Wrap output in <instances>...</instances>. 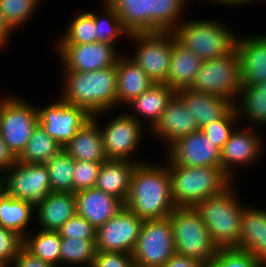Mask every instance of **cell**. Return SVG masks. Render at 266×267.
<instances>
[{
  "label": "cell",
  "instance_id": "14",
  "mask_svg": "<svg viewBox=\"0 0 266 267\" xmlns=\"http://www.w3.org/2000/svg\"><path fill=\"white\" fill-rule=\"evenodd\" d=\"M6 194L34 205L50 193L49 172L45 164L16 161L6 172Z\"/></svg>",
  "mask_w": 266,
  "mask_h": 267
},
{
  "label": "cell",
  "instance_id": "16",
  "mask_svg": "<svg viewBox=\"0 0 266 267\" xmlns=\"http://www.w3.org/2000/svg\"><path fill=\"white\" fill-rule=\"evenodd\" d=\"M255 127L246 126L235 129L221 150V168L236 181V172L239 169L250 167L263 154L265 142L261 139Z\"/></svg>",
  "mask_w": 266,
  "mask_h": 267
},
{
  "label": "cell",
  "instance_id": "52",
  "mask_svg": "<svg viewBox=\"0 0 266 267\" xmlns=\"http://www.w3.org/2000/svg\"><path fill=\"white\" fill-rule=\"evenodd\" d=\"M6 194V177L5 173L0 171V199Z\"/></svg>",
  "mask_w": 266,
  "mask_h": 267
},
{
  "label": "cell",
  "instance_id": "53",
  "mask_svg": "<svg viewBox=\"0 0 266 267\" xmlns=\"http://www.w3.org/2000/svg\"><path fill=\"white\" fill-rule=\"evenodd\" d=\"M0 267H11L9 264L0 263Z\"/></svg>",
  "mask_w": 266,
  "mask_h": 267
},
{
  "label": "cell",
  "instance_id": "41",
  "mask_svg": "<svg viewBox=\"0 0 266 267\" xmlns=\"http://www.w3.org/2000/svg\"><path fill=\"white\" fill-rule=\"evenodd\" d=\"M103 162L75 161L73 173V193L95 188Z\"/></svg>",
  "mask_w": 266,
  "mask_h": 267
},
{
  "label": "cell",
  "instance_id": "40",
  "mask_svg": "<svg viewBox=\"0 0 266 267\" xmlns=\"http://www.w3.org/2000/svg\"><path fill=\"white\" fill-rule=\"evenodd\" d=\"M239 123L240 121H238L237 113L233 106L222 118L205 125L200 130L213 142V145L222 150L231 134L238 128Z\"/></svg>",
  "mask_w": 266,
  "mask_h": 267
},
{
  "label": "cell",
  "instance_id": "43",
  "mask_svg": "<svg viewBox=\"0 0 266 267\" xmlns=\"http://www.w3.org/2000/svg\"><path fill=\"white\" fill-rule=\"evenodd\" d=\"M95 229L85 218L75 215L70 218L59 230L61 237L75 239H96Z\"/></svg>",
  "mask_w": 266,
  "mask_h": 267
},
{
  "label": "cell",
  "instance_id": "21",
  "mask_svg": "<svg viewBox=\"0 0 266 267\" xmlns=\"http://www.w3.org/2000/svg\"><path fill=\"white\" fill-rule=\"evenodd\" d=\"M110 112L93 115L63 147L74 161L103 162L107 160L104 154L103 139L98 122L103 115H109Z\"/></svg>",
  "mask_w": 266,
  "mask_h": 267
},
{
  "label": "cell",
  "instance_id": "51",
  "mask_svg": "<svg viewBox=\"0 0 266 267\" xmlns=\"http://www.w3.org/2000/svg\"><path fill=\"white\" fill-rule=\"evenodd\" d=\"M204 1H208V0H204ZM255 0H210L208 2L210 3H216V4H219V5H224V6H230V7H241V6H245V5H248V4H252V2H254Z\"/></svg>",
  "mask_w": 266,
  "mask_h": 267
},
{
  "label": "cell",
  "instance_id": "7",
  "mask_svg": "<svg viewBox=\"0 0 266 267\" xmlns=\"http://www.w3.org/2000/svg\"><path fill=\"white\" fill-rule=\"evenodd\" d=\"M38 125L37 105L10 93L0 97V135L16 158Z\"/></svg>",
  "mask_w": 266,
  "mask_h": 267
},
{
  "label": "cell",
  "instance_id": "3",
  "mask_svg": "<svg viewBox=\"0 0 266 267\" xmlns=\"http://www.w3.org/2000/svg\"><path fill=\"white\" fill-rule=\"evenodd\" d=\"M235 182L223 192L208 197L195 206L219 249L239 247L243 210L246 205L239 200Z\"/></svg>",
  "mask_w": 266,
  "mask_h": 267
},
{
  "label": "cell",
  "instance_id": "47",
  "mask_svg": "<svg viewBox=\"0 0 266 267\" xmlns=\"http://www.w3.org/2000/svg\"><path fill=\"white\" fill-rule=\"evenodd\" d=\"M16 161L17 158L9 150L0 135V171L5 173Z\"/></svg>",
  "mask_w": 266,
  "mask_h": 267
},
{
  "label": "cell",
  "instance_id": "26",
  "mask_svg": "<svg viewBox=\"0 0 266 267\" xmlns=\"http://www.w3.org/2000/svg\"><path fill=\"white\" fill-rule=\"evenodd\" d=\"M116 76L117 107L123 104L126 108V105L154 83L140 66L124 53L117 60Z\"/></svg>",
  "mask_w": 266,
  "mask_h": 267
},
{
  "label": "cell",
  "instance_id": "17",
  "mask_svg": "<svg viewBox=\"0 0 266 267\" xmlns=\"http://www.w3.org/2000/svg\"><path fill=\"white\" fill-rule=\"evenodd\" d=\"M165 153L175 165L221 167V150L200 129L178 139Z\"/></svg>",
  "mask_w": 266,
  "mask_h": 267
},
{
  "label": "cell",
  "instance_id": "37",
  "mask_svg": "<svg viewBox=\"0 0 266 267\" xmlns=\"http://www.w3.org/2000/svg\"><path fill=\"white\" fill-rule=\"evenodd\" d=\"M95 241L61 237L60 264L91 267L97 253Z\"/></svg>",
  "mask_w": 266,
  "mask_h": 267
},
{
  "label": "cell",
  "instance_id": "5",
  "mask_svg": "<svg viewBox=\"0 0 266 267\" xmlns=\"http://www.w3.org/2000/svg\"><path fill=\"white\" fill-rule=\"evenodd\" d=\"M172 32L182 46L194 52L203 61L230 53L236 48L238 37L232 27L219 19H185Z\"/></svg>",
  "mask_w": 266,
  "mask_h": 267
},
{
  "label": "cell",
  "instance_id": "32",
  "mask_svg": "<svg viewBox=\"0 0 266 267\" xmlns=\"http://www.w3.org/2000/svg\"><path fill=\"white\" fill-rule=\"evenodd\" d=\"M23 247L37 258L59 267L61 236L58 231L37 228V232L33 230L23 238Z\"/></svg>",
  "mask_w": 266,
  "mask_h": 267
},
{
  "label": "cell",
  "instance_id": "25",
  "mask_svg": "<svg viewBox=\"0 0 266 267\" xmlns=\"http://www.w3.org/2000/svg\"><path fill=\"white\" fill-rule=\"evenodd\" d=\"M246 205L243 210L239 247L266 266V209Z\"/></svg>",
  "mask_w": 266,
  "mask_h": 267
},
{
  "label": "cell",
  "instance_id": "35",
  "mask_svg": "<svg viewBox=\"0 0 266 267\" xmlns=\"http://www.w3.org/2000/svg\"><path fill=\"white\" fill-rule=\"evenodd\" d=\"M101 1V11H99V14L95 11L97 41L115 45V43H117L116 40L122 38V36L126 39L130 38L131 33L124 27L116 10L107 2V0Z\"/></svg>",
  "mask_w": 266,
  "mask_h": 267
},
{
  "label": "cell",
  "instance_id": "44",
  "mask_svg": "<svg viewBox=\"0 0 266 267\" xmlns=\"http://www.w3.org/2000/svg\"><path fill=\"white\" fill-rule=\"evenodd\" d=\"M91 267H136V264L131 254L97 251Z\"/></svg>",
  "mask_w": 266,
  "mask_h": 267
},
{
  "label": "cell",
  "instance_id": "9",
  "mask_svg": "<svg viewBox=\"0 0 266 267\" xmlns=\"http://www.w3.org/2000/svg\"><path fill=\"white\" fill-rule=\"evenodd\" d=\"M124 110L123 113L119 111L120 114L114 115L113 119H109L107 123L103 122V126L99 122L104 154L107 160H129L139 164L144 163L148 160L136 156V151L142 144L147 127Z\"/></svg>",
  "mask_w": 266,
  "mask_h": 267
},
{
  "label": "cell",
  "instance_id": "23",
  "mask_svg": "<svg viewBox=\"0 0 266 267\" xmlns=\"http://www.w3.org/2000/svg\"><path fill=\"white\" fill-rule=\"evenodd\" d=\"M175 94L176 91L165 83H153L139 97H136L127 105L129 109L126 108V112L136 121L146 124L147 128L150 129Z\"/></svg>",
  "mask_w": 266,
  "mask_h": 267
},
{
  "label": "cell",
  "instance_id": "33",
  "mask_svg": "<svg viewBox=\"0 0 266 267\" xmlns=\"http://www.w3.org/2000/svg\"><path fill=\"white\" fill-rule=\"evenodd\" d=\"M62 148L39 124L21 154L17 157V161L20 163L44 164Z\"/></svg>",
  "mask_w": 266,
  "mask_h": 267
},
{
  "label": "cell",
  "instance_id": "24",
  "mask_svg": "<svg viewBox=\"0 0 266 267\" xmlns=\"http://www.w3.org/2000/svg\"><path fill=\"white\" fill-rule=\"evenodd\" d=\"M191 112L192 119L196 121L198 129L222 118L232 107L233 102L223 96L198 93L190 89L176 92Z\"/></svg>",
  "mask_w": 266,
  "mask_h": 267
},
{
  "label": "cell",
  "instance_id": "22",
  "mask_svg": "<svg viewBox=\"0 0 266 267\" xmlns=\"http://www.w3.org/2000/svg\"><path fill=\"white\" fill-rule=\"evenodd\" d=\"M75 215V193L50 192L35 205V222L39 229L58 231Z\"/></svg>",
  "mask_w": 266,
  "mask_h": 267
},
{
  "label": "cell",
  "instance_id": "19",
  "mask_svg": "<svg viewBox=\"0 0 266 267\" xmlns=\"http://www.w3.org/2000/svg\"><path fill=\"white\" fill-rule=\"evenodd\" d=\"M241 87H252L266 80V34L238 36Z\"/></svg>",
  "mask_w": 266,
  "mask_h": 267
},
{
  "label": "cell",
  "instance_id": "6",
  "mask_svg": "<svg viewBox=\"0 0 266 267\" xmlns=\"http://www.w3.org/2000/svg\"><path fill=\"white\" fill-rule=\"evenodd\" d=\"M169 218L176 254L201 263L214 259L219 248L195 207H176Z\"/></svg>",
  "mask_w": 266,
  "mask_h": 267
},
{
  "label": "cell",
  "instance_id": "1",
  "mask_svg": "<svg viewBox=\"0 0 266 267\" xmlns=\"http://www.w3.org/2000/svg\"><path fill=\"white\" fill-rule=\"evenodd\" d=\"M124 206L143 221L169 217L177 206L172 197L168 166L154 161L138 164Z\"/></svg>",
  "mask_w": 266,
  "mask_h": 267
},
{
  "label": "cell",
  "instance_id": "27",
  "mask_svg": "<svg viewBox=\"0 0 266 267\" xmlns=\"http://www.w3.org/2000/svg\"><path fill=\"white\" fill-rule=\"evenodd\" d=\"M138 164L129 160L103 161L95 188L125 203L129 195L133 170Z\"/></svg>",
  "mask_w": 266,
  "mask_h": 267
},
{
  "label": "cell",
  "instance_id": "38",
  "mask_svg": "<svg viewBox=\"0 0 266 267\" xmlns=\"http://www.w3.org/2000/svg\"><path fill=\"white\" fill-rule=\"evenodd\" d=\"M124 27L132 33H147L146 0H107Z\"/></svg>",
  "mask_w": 266,
  "mask_h": 267
},
{
  "label": "cell",
  "instance_id": "11",
  "mask_svg": "<svg viewBox=\"0 0 266 267\" xmlns=\"http://www.w3.org/2000/svg\"><path fill=\"white\" fill-rule=\"evenodd\" d=\"M175 254L170 218L144 220L131 253L136 267H163Z\"/></svg>",
  "mask_w": 266,
  "mask_h": 267
},
{
  "label": "cell",
  "instance_id": "46",
  "mask_svg": "<svg viewBox=\"0 0 266 267\" xmlns=\"http://www.w3.org/2000/svg\"><path fill=\"white\" fill-rule=\"evenodd\" d=\"M11 267H54L22 247Z\"/></svg>",
  "mask_w": 266,
  "mask_h": 267
},
{
  "label": "cell",
  "instance_id": "13",
  "mask_svg": "<svg viewBox=\"0 0 266 267\" xmlns=\"http://www.w3.org/2000/svg\"><path fill=\"white\" fill-rule=\"evenodd\" d=\"M58 100L37 107L39 124L46 133L64 147L92 116L82 107Z\"/></svg>",
  "mask_w": 266,
  "mask_h": 267
},
{
  "label": "cell",
  "instance_id": "48",
  "mask_svg": "<svg viewBox=\"0 0 266 267\" xmlns=\"http://www.w3.org/2000/svg\"><path fill=\"white\" fill-rule=\"evenodd\" d=\"M163 267H202V263L178 254L173 255Z\"/></svg>",
  "mask_w": 266,
  "mask_h": 267
},
{
  "label": "cell",
  "instance_id": "28",
  "mask_svg": "<svg viewBox=\"0 0 266 267\" xmlns=\"http://www.w3.org/2000/svg\"><path fill=\"white\" fill-rule=\"evenodd\" d=\"M202 62L203 60L199 56L182 46L175 39L173 41L171 62L165 84L176 92L189 89Z\"/></svg>",
  "mask_w": 266,
  "mask_h": 267
},
{
  "label": "cell",
  "instance_id": "20",
  "mask_svg": "<svg viewBox=\"0 0 266 267\" xmlns=\"http://www.w3.org/2000/svg\"><path fill=\"white\" fill-rule=\"evenodd\" d=\"M76 215L85 218L95 229L115 216L124 203L113 195L96 188L75 193Z\"/></svg>",
  "mask_w": 266,
  "mask_h": 267
},
{
  "label": "cell",
  "instance_id": "12",
  "mask_svg": "<svg viewBox=\"0 0 266 267\" xmlns=\"http://www.w3.org/2000/svg\"><path fill=\"white\" fill-rule=\"evenodd\" d=\"M57 46V47H56ZM63 71L90 72L114 66L122 52L105 42L87 44H55Z\"/></svg>",
  "mask_w": 266,
  "mask_h": 267
},
{
  "label": "cell",
  "instance_id": "30",
  "mask_svg": "<svg viewBox=\"0 0 266 267\" xmlns=\"http://www.w3.org/2000/svg\"><path fill=\"white\" fill-rule=\"evenodd\" d=\"M188 2L190 0H146L147 32H172L184 19Z\"/></svg>",
  "mask_w": 266,
  "mask_h": 267
},
{
  "label": "cell",
  "instance_id": "29",
  "mask_svg": "<svg viewBox=\"0 0 266 267\" xmlns=\"http://www.w3.org/2000/svg\"><path fill=\"white\" fill-rule=\"evenodd\" d=\"M233 106L241 123L243 120L250 127H266V80L252 87H241Z\"/></svg>",
  "mask_w": 266,
  "mask_h": 267
},
{
  "label": "cell",
  "instance_id": "45",
  "mask_svg": "<svg viewBox=\"0 0 266 267\" xmlns=\"http://www.w3.org/2000/svg\"><path fill=\"white\" fill-rule=\"evenodd\" d=\"M228 267H266L253 254L239 250L237 248H228Z\"/></svg>",
  "mask_w": 266,
  "mask_h": 267
},
{
  "label": "cell",
  "instance_id": "49",
  "mask_svg": "<svg viewBox=\"0 0 266 267\" xmlns=\"http://www.w3.org/2000/svg\"><path fill=\"white\" fill-rule=\"evenodd\" d=\"M202 267H228V248H220L214 259L203 262Z\"/></svg>",
  "mask_w": 266,
  "mask_h": 267
},
{
  "label": "cell",
  "instance_id": "42",
  "mask_svg": "<svg viewBox=\"0 0 266 267\" xmlns=\"http://www.w3.org/2000/svg\"><path fill=\"white\" fill-rule=\"evenodd\" d=\"M23 247V237L16 231L0 226V263L12 266L20 249Z\"/></svg>",
  "mask_w": 266,
  "mask_h": 267
},
{
  "label": "cell",
  "instance_id": "36",
  "mask_svg": "<svg viewBox=\"0 0 266 267\" xmlns=\"http://www.w3.org/2000/svg\"><path fill=\"white\" fill-rule=\"evenodd\" d=\"M49 172L52 192L73 193V173L75 161L62 148L44 163Z\"/></svg>",
  "mask_w": 266,
  "mask_h": 267
},
{
  "label": "cell",
  "instance_id": "39",
  "mask_svg": "<svg viewBox=\"0 0 266 267\" xmlns=\"http://www.w3.org/2000/svg\"><path fill=\"white\" fill-rule=\"evenodd\" d=\"M42 2V0H0V12L11 29L18 31L32 20Z\"/></svg>",
  "mask_w": 266,
  "mask_h": 267
},
{
  "label": "cell",
  "instance_id": "18",
  "mask_svg": "<svg viewBox=\"0 0 266 267\" xmlns=\"http://www.w3.org/2000/svg\"><path fill=\"white\" fill-rule=\"evenodd\" d=\"M180 97L175 94L167 103L157 122L148 131L159 138L169 148L178 139L198 131L197 123L192 119Z\"/></svg>",
  "mask_w": 266,
  "mask_h": 267
},
{
  "label": "cell",
  "instance_id": "10",
  "mask_svg": "<svg viewBox=\"0 0 266 267\" xmlns=\"http://www.w3.org/2000/svg\"><path fill=\"white\" fill-rule=\"evenodd\" d=\"M175 39L173 32L132 33L127 40L136 47L129 57L154 83H165Z\"/></svg>",
  "mask_w": 266,
  "mask_h": 267
},
{
  "label": "cell",
  "instance_id": "50",
  "mask_svg": "<svg viewBox=\"0 0 266 267\" xmlns=\"http://www.w3.org/2000/svg\"><path fill=\"white\" fill-rule=\"evenodd\" d=\"M11 34H14V31L11 29V27L7 24V22L2 17V14L0 12V51L6 47L7 45L11 44ZM10 42V43H9Z\"/></svg>",
  "mask_w": 266,
  "mask_h": 267
},
{
  "label": "cell",
  "instance_id": "31",
  "mask_svg": "<svg viewBox=\"0 0 266 267\" xmlns=\"http://www.w3.org/2000/svg\"><path fill=\"white\" fill-rule=\"evenodd\" d=\"M35 205L5 194L0 199V226L16 231L23 238L30 232L35 219ZM34 217V218H33Z\"/></svg>",
  "mask_w": 266,
  "mask_h": 267
},
{
  "label": "cell",
  "instance_id": "2",
  "mask_svg": "<svg viewBox=\"0 0 266 267\" xmlns=\"http://www.w3.org/2000/svg\"><path fill=\"white\" fill-rule=\"evenodd\" d=\"M62 93L65 102L84 108L91 116L117 107L116 64L90 72H63Z\"/></svg>",
  "mask_w": 266,
  "mask_h": 267
},
{
  "label": "cell",
  "instance_id": "8",
  "mask_svg": "<svg viewBox=\"0 0 266 267\" xmlns=\"http://www.w3.org/2000/svg\"><path fill=\"white\" fill-rule=\"evenodd\" d=\"M189 89L198 93L223 96L234 103L241 89L240 57L237 48L225 56L203 61Z\"/></svg>",
  "mask_w": 266,
  "mask_h": 267
},
{
  "label": "cell",
  "instance_id": "15",
  "mask_svg": "<svg viewBox=\"0 0 266 267\" xmlns=\"http://www.w3.org/2000/svg\"><path fill=\"white\" fill-rule=\"evenodd\" d=\"M143 220L127 207L110 218L96 231V250L131 254L140 235Z\"/></svg>",
  "mask_w": 266,
  "mask_h": 267
},
{
  "label": "cell",
  "instance_id": "34",
  "mask_svg": "<svg viewBox=\"0 0 266 267\" xmlns=\"http://www.w3.org/2000/svg\"><path fill=\"white\" fill-rule=\"evenodd\" d=\"M67 24L66 30L56 38V44H89L97 42L95 12H79Z\"/></svg>",
  "mask_w": 266,
  "mask_h": 267
},
{
  "label": "cell",
  "instance_id": "4",
  "mask_svg": "<svg viewBox=\"0 0 266 267\" xmlns=\"http://www.w3.org/2000/svg\"><path fill=\"white\" fill-rule=\"evenodd\" d=\"M165 160L177 207H195L206 198L223 192L234 182L221 167H188L175 165L168 158Z\"/></svg>",
  "mask_w": 266,
  "mask_h": 267
}]
</instances>
